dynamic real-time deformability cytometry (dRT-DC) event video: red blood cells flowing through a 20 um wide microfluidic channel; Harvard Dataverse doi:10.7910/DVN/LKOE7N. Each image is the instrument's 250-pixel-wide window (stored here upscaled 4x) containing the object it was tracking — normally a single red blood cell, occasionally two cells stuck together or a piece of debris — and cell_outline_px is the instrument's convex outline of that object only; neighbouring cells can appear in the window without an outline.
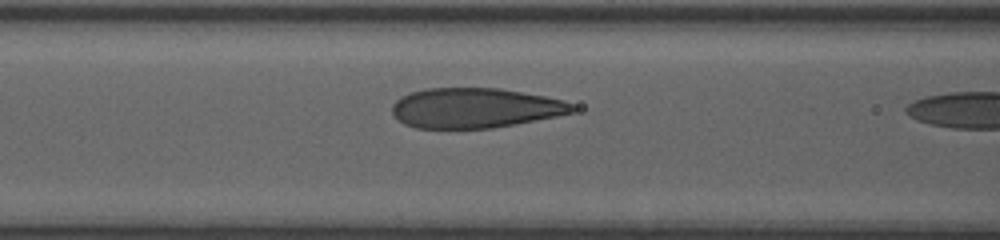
{"species": "human", "species_latin": "Homo sapiens", "temperature_condition": "room temperature", "stored_images_in_passage": 17, "camera_frame_rate_fps": 3000, "um_per_image_px": 0.085, "donor": {"sex": "female"}, "frame": {"image": 1, "passage_image": 16, "time_ms": 5.0, "image_size_px": [1000, 240], "cell_outline_px": [[576, 108], [572, 112], [556, 116], [492, 128], [416, 128], [404, 124], [392, 112], [392, 104], [400, 96], [424, 88], [500, 88], [544, 96], [564, 100], [572, 104]], "centroid_in_image_um": [40.35, 9.17], "position_along_channel_um": 126.3, "area_um2": 41.79}}